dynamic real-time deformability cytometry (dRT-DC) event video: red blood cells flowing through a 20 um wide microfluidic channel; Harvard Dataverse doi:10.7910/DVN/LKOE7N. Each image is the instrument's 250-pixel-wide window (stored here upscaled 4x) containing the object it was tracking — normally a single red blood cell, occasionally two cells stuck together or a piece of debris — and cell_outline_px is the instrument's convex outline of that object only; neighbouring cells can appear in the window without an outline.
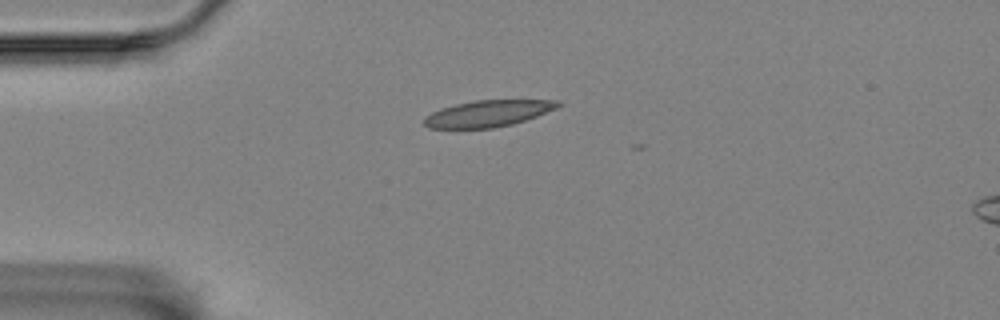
{"species": "Egyptian fruit bat (a non-hibernating species)", "species_latin": "Rousettus aegyptiacus", "temperature_condition": "room temperature", "stored_images_in_passage": 6, "camera_frame_rate_fps": 3000, "um_per_image_px": 0.085, "animal": {"sex": "female"}, "frame": {"image": 1, "passage_image": 1, "time_ms": 0.0, "image_size_px": [1000, 320], "cell_outline_px": [[564, 104], [556, 108], [536, 116], [512, 124], [492, 128], [428, 128], [424, 124], [424, 116], [440, 108], [456, 104], [476, 100], [560, 100]], "centroid_in_image_um": [41.47, 9.64], "position_along_channel_um": 43.5, "area_um2": 20.58}}